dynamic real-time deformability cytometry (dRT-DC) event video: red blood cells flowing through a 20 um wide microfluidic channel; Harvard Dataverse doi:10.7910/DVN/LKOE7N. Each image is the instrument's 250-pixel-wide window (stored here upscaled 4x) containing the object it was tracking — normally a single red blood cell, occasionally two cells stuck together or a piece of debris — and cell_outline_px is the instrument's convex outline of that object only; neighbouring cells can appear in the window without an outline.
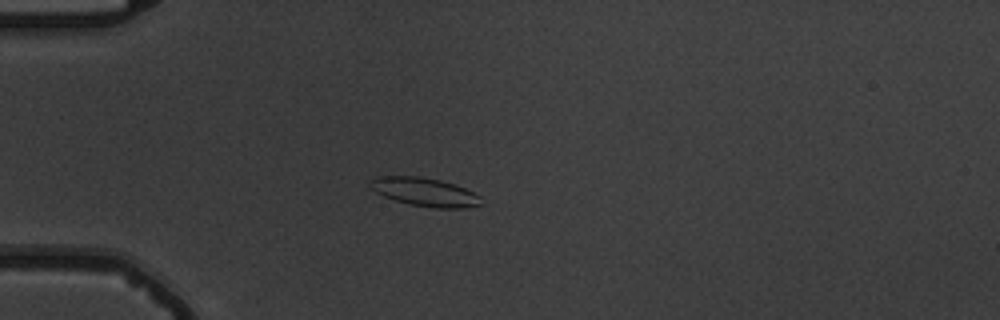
{"species": "common noctule bat (a hibernating species)", "species_latin": "Nyctalus noctula", "temperature_condition": "warm", "stored_images_in_passage": 15, "camera_frame_rate_fps": 3000, "um_per_image_px": 0.085, "animal": {"sex": "male", "body_mass_g": 19.5, "forearm_length_mm": 54.6}, "frame": {"image": 1, "passage_image": 4, "time_ms": 4.667, "image_size_px": [1000, 320], "cell_outline_px": [[480, 204], [464, 208], [436, 208], [408, 204], [384, 196], [376, 192], [368, 184], [368, 180], [376, 176], [420, 176], [440, 180], [464, 188], [480, 196]], "centroid_in_image_um": [36.04, 16.31], "position_along_channel_um": 49.0, "area_um2": 18.26}}
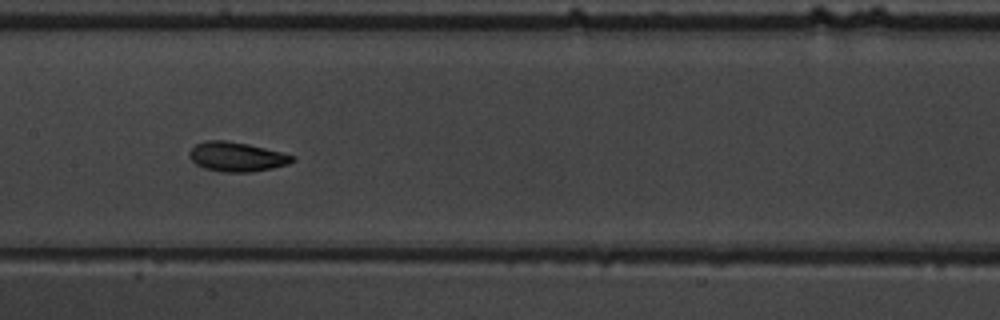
{"frame": {"image": 2, "passage_image": 8, "time_ms": 9.0, "image_size_px": [1000, 320], "cell_outline_px": [[296, 160], [288, 164], [272, 168], [252, 172], [224, 172], [204, 168], [196, 164], [188, 156], [188, 152], [196, 144], [204, 140], [224, 140], [248, 144], [296, 156]], "centroid_in_image_um": [20.11, 13.32], "position_along_channel_um": 187.3, "area_um2": 17.69}}
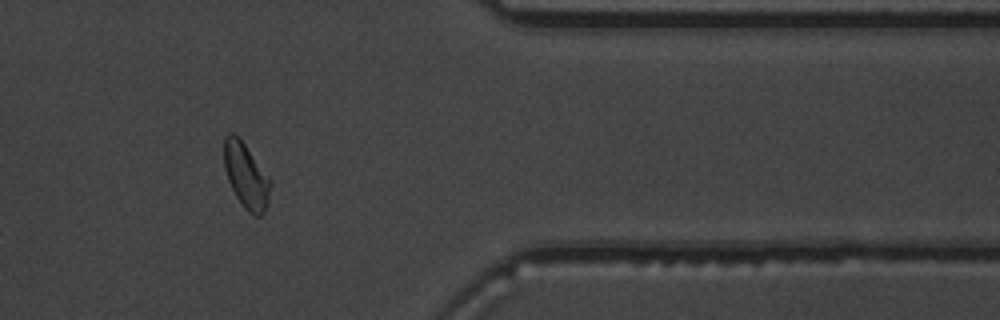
{"frame": {"image": 3, "passage_image": 13, "time_ms": 15.0, "image_size_px": [1000, 320], "cell_outline_px": [[272, 184], [268, 204], [264, 212], [260, 216], [252, 216], [244, 208], [236, 196], [228, 180], [224, 168], [224, 136], [228, 132], [232, 132], [244, 144], [272, 180]], "centroid_in_image_um": [20.93, 14.97], "position_along_channel_um": 390.5, "area_um2": 17.69}, "authors_computed_cell_mechanics": {"area_um2": 17.8024, "velocity_mm_per_s": 3.65, "shape_relaxation_time_tau1_ms": 1.551, "shape_relaxation_time_tau2_ms": 1.6438, "deformation_change_tau1": 0.0698, "deformation_change_tau2": 0.0474}}